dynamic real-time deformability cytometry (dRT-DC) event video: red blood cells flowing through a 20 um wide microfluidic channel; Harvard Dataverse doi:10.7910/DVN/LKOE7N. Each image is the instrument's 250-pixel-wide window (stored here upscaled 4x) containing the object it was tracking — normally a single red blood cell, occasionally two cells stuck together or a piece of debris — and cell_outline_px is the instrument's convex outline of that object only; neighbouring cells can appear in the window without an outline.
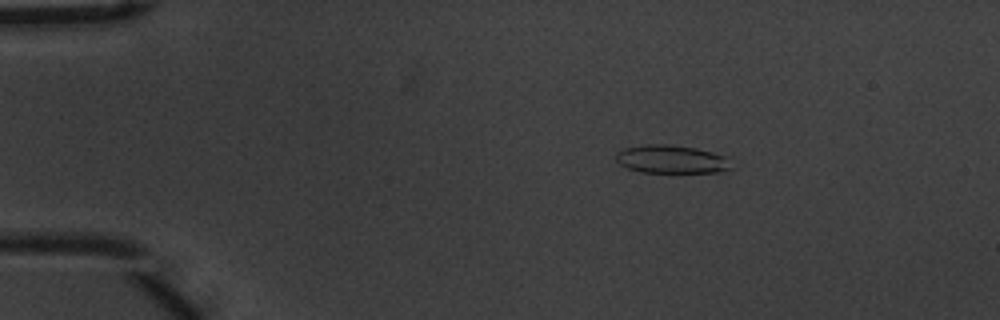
{"species": "common noctule bat (a hibernating species)", "species_latin": "Nyctalus noctula", "temperature_condition": "warm", "stored_images_in_passage": 47, "camera_frame_rate_fps": 3000, "um_per_image_px": 0.085, "animal": {"sex": "male", "body_mass_g": 20.1, "forearm_length_mm": 53.5}, "frame": {"image": 1, "passage_image": 1, "time_ms": 0.0, "image_size_px": [1000, 320], "cell_outline_px": [[732, 168], [716, 172], [640, 172], [628, 168], [620, 164], [616, 160], [616, 152], [624, 148], [644, 144], [668, 144], [696, 148], [712, 152], [724, 156]], "centroid_in_image_um": [57.01, 13.53], "position_along_channel_um": 28.0, "area_um2": 18.79}}
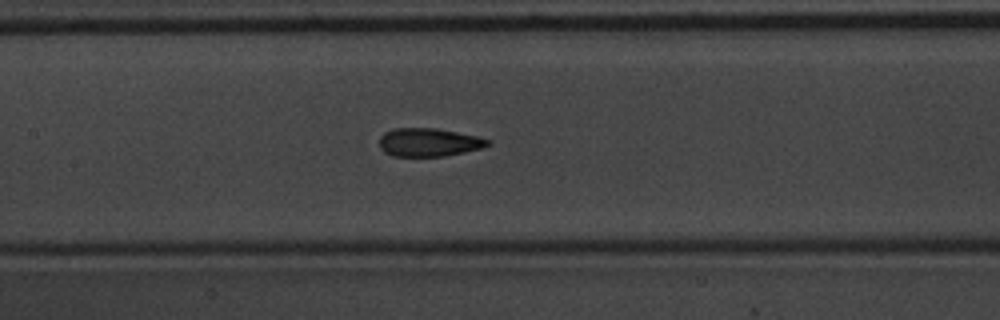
{"frame": {"image": 2, "passage_image": 18, "time_ms": 5.667, "image_size_px": [1000, 320], "cell_outline_px": [[492, 144], [484, 148], [444, 156], [392, 156], [384, 152], [380, 148], [380, 136], [384, 132], [392, 128], [436, 128], [476, 136], [492, 140]], "centroid_in_image_um": [36.46, 12.09], "position_along_channel_um": 170.9, "area_um2": 18.03}}
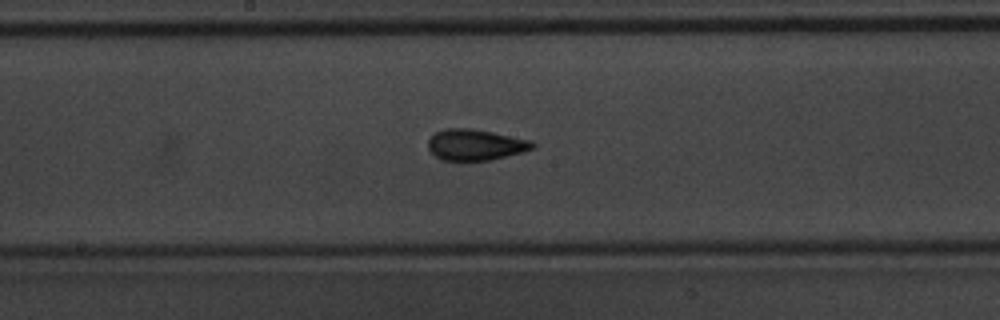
{"frame": {"image": 3, "passage_image": 21, "time_ms": 6.667, "image_size_px": [1000, 320], "cell_outline_px": [[536, 148], [524, 152], [488, 160], [440, 160], [428, 148], [428, 140], [436, 132], [444, 128], [472, 128], [532, 140], [536, 144]], "centroid_in_image_um": [40.44, 12.3], "position_along_channel_um": 207.8, "area_um2": 18.96}, "authors_computed_cell_mechanics": {"area_um2": 18.1492, "velocity_mm_per_s": 3.6938, "shape_relaxation_time_tau1_ms": 3.7351, "shape_relaxation_time_tau2_ms": 1.2513, "deformation_change_tau1": 0.1526, "deformation_change_tau2": 0.0818}}